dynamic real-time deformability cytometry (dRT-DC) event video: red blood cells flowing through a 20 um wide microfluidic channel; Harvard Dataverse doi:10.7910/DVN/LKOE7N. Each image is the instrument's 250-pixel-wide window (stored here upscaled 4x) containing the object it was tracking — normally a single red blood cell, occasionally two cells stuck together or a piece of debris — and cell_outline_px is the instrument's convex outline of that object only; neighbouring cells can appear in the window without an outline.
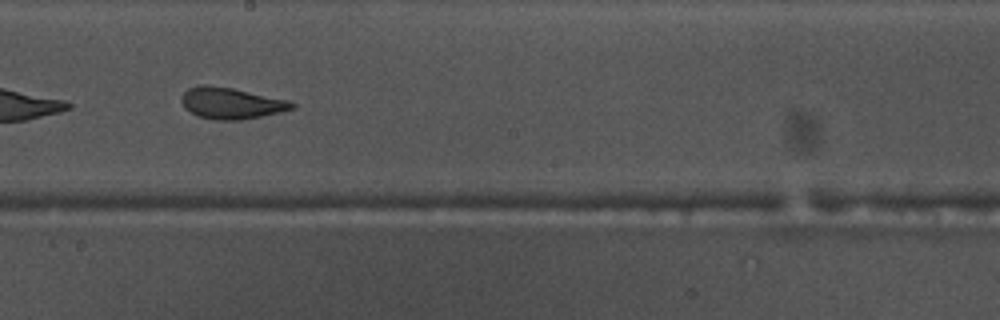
{"species": "common noctule bat (a hibernating species)", "species_latin": "Nyctalus noctula", "temperature_condition": "warm", "stored_images_in_passage": 23, "camera_frame_rate_fps": 3000, "um_per_image_px": 0.085, "animal": {"sex": "male", "body_mass_g": 17.5, "forearm_length_mm": 52.3}, "frame": {"image": 1, "passage_image": 14, "time_ms": 4.333, "image_size_px": [1000, 320], "cell_outline_px": [[296, 108], [280, 112], [244, 120], [216, 120], [200, 116], [184, 108], [180, 100], [184, 92], [188, 88], [204, 84], [208, 84], [232, 88], [288, 100], [296, 104]], "centroid_in_image_um": [19.65, 8.77], "position_along_channel_um": 228.5, "area_um2": 20.17}}
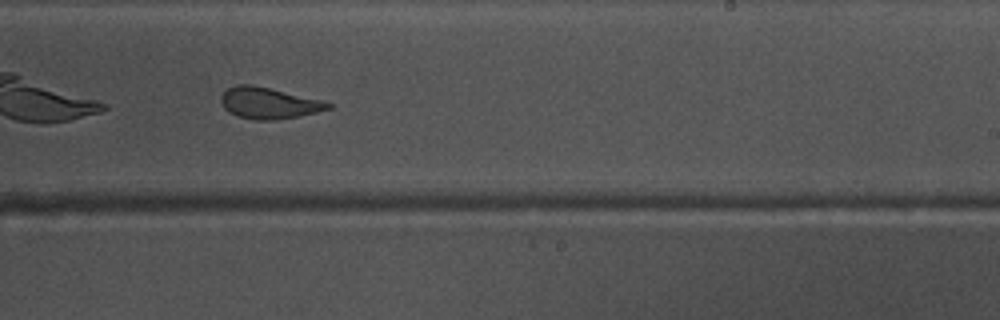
{"frame": {"image": 2, "passage_image": 17, "time_ms": 5.333, "image_size_px": [1000, 320], "cell_outline_px": [[332, 108], [316, 112], [276, 120], [252, 120], [228, 112], [224, 108], [220, 100], [220, 96], [228, 88], [236, 84], [252, 84], [324, 100], [332, 104]], "centroid_in_image_um": [22.83, 8.75], "position_along_channel_um": 266.2, "area_um2": 19.59}}
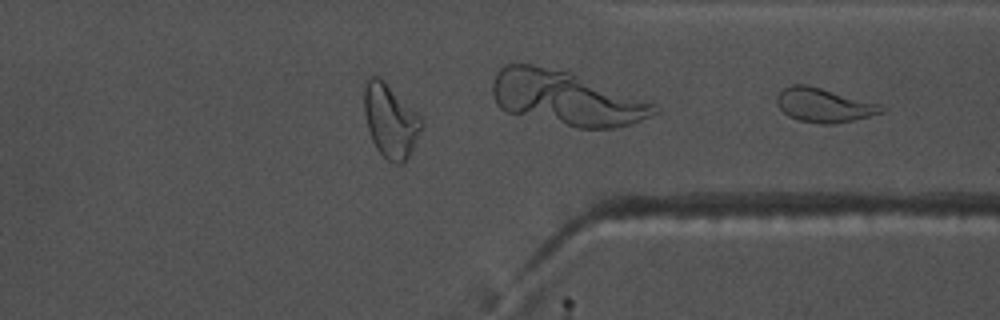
{"frame": {"image": 3, "passage_image": 23, "time_ms": 7.333, "image_size_px": [1000, 320], "cell_outline_px": [[888, 108], [884, 112], [852, 120], [832, 124], [820, 124], [796, 120], [788, 116], [776, 104], [776, 96], [784, 88], [792, 84], [808, 84], [880, 104]], "centroid_in_image_um": [70.01, 8.93], "position_along_channel_um": 341.4, "area_um2": 20.87}}